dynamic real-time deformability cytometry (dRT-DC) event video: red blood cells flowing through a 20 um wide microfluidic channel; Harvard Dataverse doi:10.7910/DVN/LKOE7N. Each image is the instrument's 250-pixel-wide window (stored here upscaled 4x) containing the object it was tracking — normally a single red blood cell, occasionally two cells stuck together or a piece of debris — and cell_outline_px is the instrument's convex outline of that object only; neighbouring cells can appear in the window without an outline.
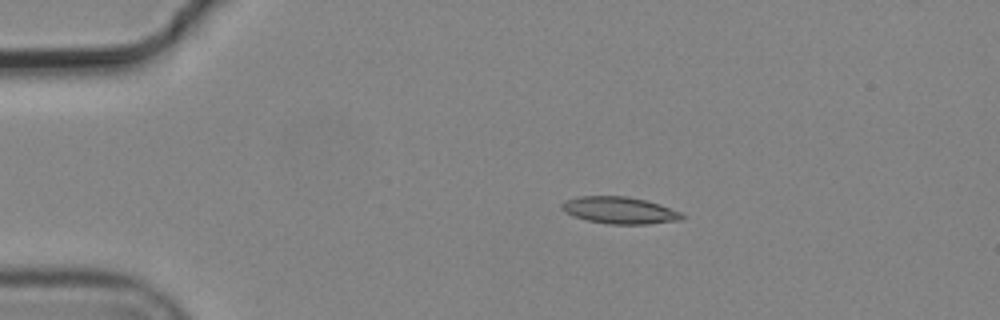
{"species": "common noctule bat (a hibernating species)", "species_latin": "Nyctalus noctula", "temperature_condition": "cold", "stored_images_in_passage": 4, "camera_frame_rate_fps": 3000, "um_per_image_px": 0.085, "animal": {"sex": "male", "body_mass_g": 19.2, "forearm_length_mm": 51.8}, "frame": {"image": 1, "passage_image": 2, "time_ms": 0.333, "image_size_px": [1000, 320], "cell_outline_px": [[684, 216], [680, 220], [648, 224], [608, 224], [588, 220], [576, 216], [560, 208], [560, 204], [568, 200], [580, 196], [628, 196], [660, 204], [680, 212]], "centroid_in_image_um": [52.69, 17.87], "position_along_channel_um": 32.3, "area_um2": 18.55}}